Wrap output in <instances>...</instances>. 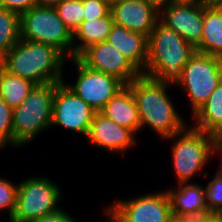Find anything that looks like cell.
<instances>
[{
  "label": "cell",
  "instance_id": "1",
  "mask_svg": "<svg viewBox=\"0 0 222 222\" xmlns=\"http://www.w3.org/2000/svg\"><path fill=\"white\" fill-rule=\"evenodd\" d=\"M196 48L174 30L158 21L148 37V58L142 75L160 83L177 85L184 65Z\"/></svg>",
  "mask_w": 222,
  "mask_h": 222
},
{
  "label": "cell",
  "instance_id": "2",
  "mask_svg": "<svg viewBox=\"0 0 222 222\" xmlns=\"http://www.w3.org/2000/svg\"><path fill=\"white\" fill-rule=\"evenodd\" d=\"M128 86L139 111L140 132L147 126L166 139L187 126L168 96L170 85L141 74Z\"/></svg>",
  "mask_w": 222,
  "mask_h": 222
},
{
  "label": "cell",
  "instance_id": "3",
  "mask_svg": "<svg viewBox=\"0 0 222 222\" xmlns=\"http://www.w3.org/2000/svg\"><path fill=\"white\" fill-rule=\"evenodd\" d=\"M66 59L51 45L20 39L2 57V67L37 85L59 83L64 81L62 69Z\"/></svg>",
  "mask_w": 222,
  "mask_h": 222
},
{
  "label": "cell",
  "instance_id": "4",
  "mask_svg": "<svg viewBox=\"0 0 222 222\" xmlns=\"http://www.w3.org/2000/svg\"><path fill=\"white\" fill-rule=\"evenodd\" d=\"M175 138V139H174ZM172 143L173 168L177 183H188L206 167L210 158L218 154L221 141L214 135L208 134L190 126L166 138ZM214 154V155H213Z\"/></svg>",
  "mask_w": 222,
  "mask_h": 222
},
{
  "label": "cell",
  "instance_id": "5",
  "mask_svg": "<svg viewBox=\"0 0 222 222\" xmlns=\"http://www.w3.org/2000/svg\"><path fill=\"white\" fill-rule=\"evenodd\" d=\"M54 93L55 83L36 85L13 109V147L25 146L51 128Z\"/></svg>",
  "mask_w": 222,
  "mask_h": 222
},
{
  "label": "cell",
  "instance_id": "6",
  "mask_svg": "<svg viewBox=\"0 0 222 222\" xmlns=\"http://www.w3.org/2000/svg\"><path fill=\"white\" fill-rule=\"evenodd\" d=\"M20 37L51 45L67 59L73 58V33L59 18L55 7L34 5L21 14Z\"/></svg>",
  "mask_w": 222,
  "mask_h": 222
},
{
  "label": "cell",
  "instance_id": "7",
  "mask_svg": "<svg viewBox=\"0 0 222 222\" xmlns=\"http://www.w3.org/2000/svg\"><path fill=\"white\" fill-rule=\"evenodd\" d=\"M222 81V58L196 52L184 65L180 87L190 98L194 115Z\"/></svg>",
  "mask_w": 222,
  "mask_h": 222
},
{
  "label": "cell",
  "instance_id": "8",
  "mask_svg": "<svg viewBox=\"0 0 222 222\" xmlns=\"http://www.w3.org/2000/svg\"><path fill=\"white\" fill-rule=\"evenodd\" d=\"M62 191L46 177H29L18 184L16 208L13 219L31 222L59 209Z\"/></svg>",
  "mask_w": 222,
  "mask_h": 222
},
{
  "label": "cell",
  "instance_id": "9",
  "mask_svg": "<svg viewBox=\"0 0 222 222\" xmlns=\"http://www.w3.org/2000/svg\"><path fill=\"white\" fill-rule=\"evenodd\" d=\"M96 111L85 103L66 81L55 83L51 126H59L87 137Z\"/></svg>",
  "mask_w": 222,
  "mask_h": 222
},
{
  "label": "cell",
  "instance_id": "10",
  "mask_svg": "<svg viewBox=\"0 0 222 222\" xmlns=\"http://www.w3.org/2000/svg\"><path fill=\"white\" fill-rule=\"evenodd\" d=\"M118 222H169L172 217L167 192L140 195L126 200H115L106 208Z\"/></svg>",
  "mask_w": 222,
  "mask_h": 222
},
{
  "label": "cell",
  "instance_id": "11",
  "mask_svg": "<svg viewBox=\"0 0 222 222\" xmlns=\"http://www.w3.org/2000/svg\"><path fill=\"white\" fill-rule=\"evenodd\" d=\"M71 59L78 75L75 83L73 85L69 83L67 86L96 112H99L125 86L117 77L92 70L77 57Z\"/></svg>",
  "mask_w": 222,
  "mask_h": 222
},
{
  "label": "cell",
  "instance_id": "12",
  "mask_svg": "<svg viewBox=\"0 0 222 222\" xmlns=\"http://www.w3.org/2000/svg\"><path fill=\"white\" fill-rule=\"evenodd\" d=\"M159 21L196 48L202 41L204 5L165 0L159 6Z\"/></svg>",
  "mask_w": 222,
  "mask_h": 222
},
{
  "label": "cell",
  "instance_id": "13",
  "mask_svg": "<svg viewBox=\"0 0 222 222\" xmlns=\"http://www.w3.org/2000/svg\"><path fill=\"white\" fill-rule=\"evenodd\" d=\"M77 58L88 68L115 76L125 85L142 74L108 41L89 46Z\"/></svg>",
  "mask_w": 222,
  "mask_h": 222
},
{
  "label": "cell",
  "instance_id": "14",
  "mask_svg": "<svg viewBox=\"0 0 222 222\" xmlns=\"http://www.w3.org/2000/svg\"><path fill=\"white\" fill-rule=\"evenodd\" d=\"M159 6L155 0H122L110 12L115 24L149 37L159 21Z\"/></svg>",
  "mask_w": 222,
  "mask_h": 222
},
{
  "label": "cell",
  "instance_id": "15",
  "mask_svg": "<svg viewBox=\"0 0 222 222\" xmlns=\"http://www.w3.org/2000/svg\"><path fill=\"white\" fill-rule=\"evenodd\" d=\"M135 137L129 129L96 112L86 139L90 144L92 143L112 154L120 155L136 145Z\"/></svg>",
  "mask_w": 222,
  "mask_h": 222
},
{
  "label": "cell",
  "instance_id": "16",
  "mask_svg": "<svg viewBox=\"0 0 222 222\" xmlns=\"http://www.w3.org/2000/svg\"><path fill=\"white\" fill-rule=\"evenodd\" d=\"M165 190L169 196L172 216L201 219L209 215L204 187L194 183L177 184Z\"/></svg>",
  "mask_w": 222,
  "mask_h": 222
},
{
  "label": "cell",
  "instance_id": "17",
  "mask_svg": "<svg viewBox=\"0 0 222 222\" xmlns=\"http://www.w3.org/2000/svg\"><path fill=\"white\" fill-rule=\"evenodd\" d=\"M118 49L141 73L148 58V37L113 24L107 40Z\"/></svg>",
  "mask_w": 222,
  "mask_h": 222
},
{
  "label": "cell",
  "instance_id": "18",
  "mask_svg": "<svg viewBox=\"0 0 222 222\" xmlns=\"http://www.w3.org/2000/svg\"><path fill=\"white\" fill-rule=\"evenodd\" d=\"M108 119L129 129L135 136L140 132L141 120L132 91L125 85L99 111Z\"/></svg>",
  "mask_w": 222,
  "mask_h": 222
},
{
  "label": "cell",
  "instance_id": "19",
  "mask_svg": "<svg viewBox=\"0 0 222 222\" xmlns=\"http://www.w3.org/2000/svg\"><path fill=\"white\" fill-rule=\"evenodd\" d=\"M196 52L222 58V3L204 5L202 41Z\"/></svg>",
  "mask_w": 222,
  "mask_h": 222
},
{
  "label": "cell",
  "instance_id": "20",
  "mask_svg": "<svg viewBox=\"0 0 222 222\" xmlns=\"http://www.w3.org/2000/svg\"><path fill=\"white\" fill-rule=\"evenodd\" d=\"M114 24L111 12L95 20H83L73 33V57H78L89 46L107 40ZM77 38V39H76ZM79 41L78 43L76 41Z\"/></svg>",
  "mask_w": 222,
  "mask_h": 222
},
{
  "label": "cell",
  "instance_id": "21",
  "mask_svg": "<svg viewBox=\"0 0 222 222\" xmlns=\"http://www.w3.org/2000/svg\"><path fill=\"white\" fill-rule=\"evenodd\" d=\"M192 117L194 128L222 140V81Z\"/></svg>",
  "mask_w": 222,
  "mask_h": 222
},
{
  "label": "cell",
  "instance_id": "22",
  "mask_svg": "<svg viewBox=\"0 0 222 222\" xmlns=\"http://www.w3.org/2000/svg\"><path fill=\"white\" fill-rule=\"evenodd\" d=\"M36 85L0 67V97L12 109L18 107Z\"/></svg>",
  "mask_w": 222,
  "mask_h": 222
},
{
  "label": "cell",
  "instance_id": "23",
  "mask_svg": "<svg viewBox=\"0 0 222 222\" xmlns=\"http://www.w3.org/2000/svg\"><path fill=\"white\" fill-rule=\"evenodd\" d=\"M20 39V15L0 7V56L3 57Z\"/></svg>",
  "mask_w": 222,
  "mask_h": 222
},
{
  "label": "cell",
  "instance_id": "24",
  "mask_svg": "<svg viewBox=\"0 0 222 222\" xmlns=\"http://www.w3.org/2000/svg\"><path fill=\"white\" fill-rule=\"evenodd\" d=\"M59 18L72 33L80 26L84 18L82 0H62L55 6Z\"/></svg>",
  "mask_w": 222,
  "mask_h": 222
},
{
  "label": "cell",
  "instance_id": "25",
  "mask_svg": "<svg viewBox=\"0 0 222 222\" xmlns=\"http://www.w3.org/2000/svg\"><path fill=\"white\" fill-rule=\"evenodd\" d=\"M204 187L207 209L210 214H222V167Z\"/></svg>",
  "mask_w": 222,
  "mask_h": 222
},
{
  "label": "cell",
  "instance_id": "26",
  "mask_svg": "<svg viewBox=\"0 0 222 222\" xmlns=\"http://www.w3.org/2000/svg\"><path fill=\"white\" fill-rule=\"evenodd\" d=\"M13 109L0 97V147H13ZM6 146V147H5Z\"/></svg>",
  "mask_w": 222,
  "mask_h": 222
},
{
  "label": "cell",
  "instance_id": "27",
  "mask_svg": "<svg viewBox=\"0 0 222 222\" xmlns=\"http://www.w3.org/2000/svg\"><path fill=\"white\" fill-rule=\"evenodd\" d=\"M17 190L18 184L14 185L10 180L0 177V211L7 209L8 219L15 212Z\"/></svg>",
  "mask_w": 222,
  "mask_h": 222
},
{
  "label": "cell",
  "instance_id": "28",
  "mask_svg": "<svg viewBox=\"0 0 222 222\" xmlns=\"http://www.w3.org/2000/svg\"><path fill=\"white\" fill-rule=\"evenodd\" d=\"M84 8L83 20H95L105 17L110 7L101 0H82Z\"/></svg>",
  "mask_w": 222,
  "mask_h": 222
},
{
  "label": "cell",
  "instance_id": "29",
  "mask_svg": "<svg viewBox=\"0 0 222 222\" xmlns=\"http://www.w3.org/2000/svg\"><path fill=\"white\" fill-rule=\"evenodd\" d=\"M34 5H37V0H0V7L19 15L27 12Z\"/></svg>",
  "mask_w": 222,
  "mask_h": 222
},
{
  "label": "cell",
  "instance_id": "30",
  "mask_svg": "<svg viewBox=\"0 0 222 222\" xmlns=\"http://www.w3.org/2000/svg\"><path fill=\"white\" fill-rule=\"evenodd\" d=\"M75 218L69 215L65 210L59 208L58 210L49 213L48 215L42 216L31 222H75Z\"/></svg>",
  "mask_w": 222,
  "mask_h": 222
},
{
  "label": "cell",
  "instance_id": "31",
  "mask_svg": "<svg viewBox=\"0 0 222 222\" xmlns=\"http://www.w3.org/2000/svg\"><path fill=\"white\" fill-rule=\"evenodd\" d=\"M176 3H186V4H193V5H208L213 3L211 0H167Z\"/></svg>",
  "mask_w": 222,
  "mask_h": 222
},
{
  "label": "cell",
  "instance_id": "32",
  "mask_svg": "<svg viewBox=\"0 0 222 222\" xmlns=\"http://www.w3.org/2000/svg\"><path fill=\"white\" fill-rule=\"evenodd\" d=\"M199 222H222V214H209L199 219Z\"/></svg>",
  "mask_w": 222,
  "mask_h": 222
},
{
  "label": "cell",
  "instance_id": "33",
  "mask_svg": "<svg viewBox=\"0 0 222 222\" xmlns=\"http://www.w3.org/2000/svg\"><path fill=\"white\" fill-rule=\"evenodd\" d=\"M169 222H199V219L192 217L172 216Z\"/></svg>",
  "mask_w": 222,
  "mask_h": 222
},
{
  "label": "cell",
  "instance_id": "34",
  "mask_svg": "<svg viewBox=\"0 0 222 222\" xmlns=\"http://www.w3.org/2000/svg\"><path fill=\"white\" fill-rule=\"evenodd\" d=\"M62 0H37V5L45 7H55Z\"/></svg>",
  "mask_w": 222,
  "mask_h": 222
},
{
  "label": "cell",
  "instance_id": "35",
  "mask_svg": "<svg viewBox=\"0 0 222 222\" xmlns=\"http://www.w3.org/2000/svg\"><path fill=\"white\" fill-rule=\"evenodd\" d=\"M107 213V214H106ZM107 215V218H109L108 220L104 221V222H118L116 220V218L107 210L105 209V213ZM111 218V219H110ZM103 222V221H102Z\"/></svg>",
  "mask_w": 222,
  "mask_h": 222
},
{
  "label": "cell",
  "instance_id": "36",
  "mask_svg": "<svg viewBox=\"0 0 222 222\" xmlns=\"http://www.w3.org/2000/svg\"><path fill=\"white\" fill-rule=\"evenodd\" d=\"M101 1H103L105 4H107L111 8L113 5L121 2L122 0H101Z\"/></svg>",
  "mask_w": 222,
  "mask_h": 222
},
{
  "label": "cell",
  "instance_id": "37",
  "mask_svg": "<svg viewBox=\"0 0 222 222\" xmlns=\"http://www.w3.org/2000/svg\"><path fill=\"white\" fill-rule=\"evenodd\" d=\"M219 153H220V154H219ZM218 155H221V158H220V159H221V160H220V162H221L220 164H221V165H220V166L222 167V146H221V145H220L219 150H218Z\"/></svg>",
  "mask_w": 222,
  "mask_h": 222
},
{
  "label": "cell",
  "instance_id": "38",
  "mask_svg": "<svg viewBox=\"0 0 222 222\" xmlns=\"http://www.w3.org/2000/svg\"><path fill=\"white\" fill-rule=\"evenodd\" d=\"M9 222H18V221L14 220L13 218H10Z\"/></svg>",
  "mask_w": 222,
  "mask_h": 222
},
{
  "label": "cell",
  "instance_id": "39",
  "mask_svg": "<svg viewBox=\"0 0 222 222\" xmlns=\"http://www.w3.org/2000/svg\"><path fill=\"white\" fill-rule=\"evenodd\" d=\"M212 2H221L222 3V0H211Z\"/></svg>",
  "mask_w": 222,
  "mask_h": 222
},
{
  "label": "cell",
  "instance_id": "40",
  "mask_svg": "<svg viewBox=\"0 0 222 222\" xmlns=\"http://www.w3.org/2000/svg\"><path fill=\"white\" fill-rule=\"evenodd\" d=\"M155 1H157L158 3H162V2H164L165 0H155Z\"/></svg>",
  "mask_w": 222,
  "mask_h": 222
},
{
  "label": "cell",
  "instance_id": "41",
  "mask_svg": "<svg viewBox=\"0 0 222 222\" xmlns=\"http://www.w3.org/2000/svg\"><path fill=\"white\" fill-rule=\"evenodd\" d=\"M2 66V57L0 56V67Z\"/></svg>",
  "mask_w": 222,
  "mask_h": 222
}]
</instances>
